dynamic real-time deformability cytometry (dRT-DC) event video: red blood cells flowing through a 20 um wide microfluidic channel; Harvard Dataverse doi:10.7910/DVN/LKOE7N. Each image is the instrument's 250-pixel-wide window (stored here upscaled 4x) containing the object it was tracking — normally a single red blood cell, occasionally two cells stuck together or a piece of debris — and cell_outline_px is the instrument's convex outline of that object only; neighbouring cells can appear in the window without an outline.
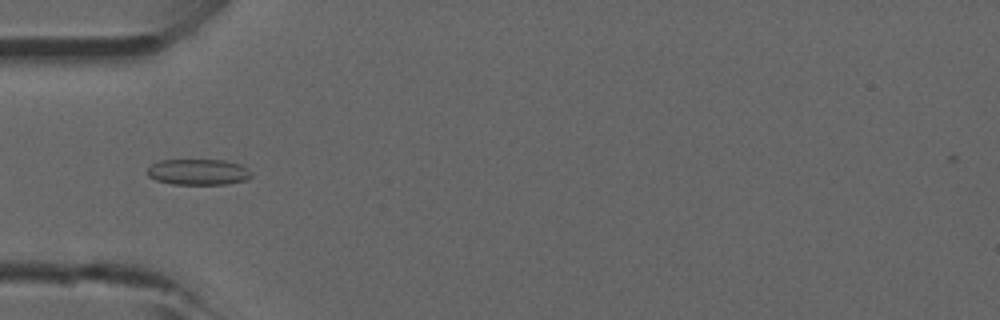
{"species": "common noctule bat (a hibernating species)", "species_latin": "Nyctalus noctula", "temperature_condition": "room temperature", "stored_images_in_passage": 46, "camera_frame_rate_fps": 3000, "um_per_image_px": 0.085, "animal": {"sex": "male", "forearm_length_mm": 52.5}, "frame": {"image": 1, "passage_image": 15, "time_ms": 4.667, "image_size_px": [1000, 320], "cell_outline_px": [[252, 176], [244, 180], [224, 184], [172, 184], [156, 180], [148, 176], [148, 168], [152, 164], [160, 160], [224, 160], [240, 164], [248, 168], [252, 172]], "centroid_in_image_um": [16.86, 14.61], "position_along_channel_um": 68.1, "area_um2": 15.66}}
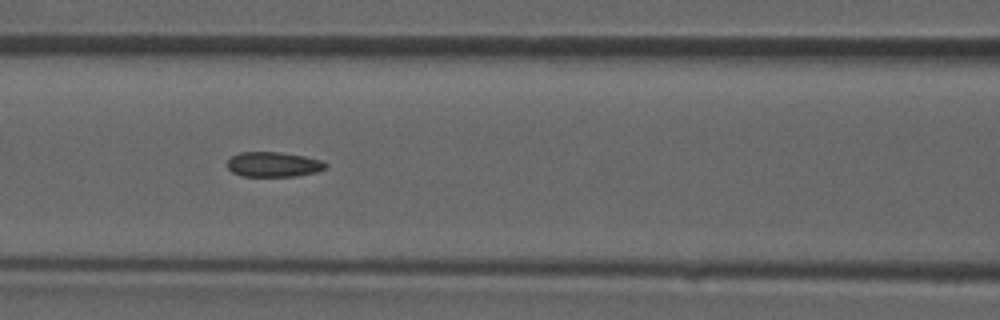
{"frame": {"image": 2, "passage_image": 20, "time_ms": 6.333, "image_size_px": [1000, 320], "cell_outline_px": [[328, 168], [316, 172], [296, 176], [240, 176], [232, 172], [228, 168], [228, 160], [232, 156], [240, 152], [280, 152], [304, 156], [320, 160], [328, 164]], "centroid_in_image_um": [23.26, 13.98], "position_along_channel_um": 143.3, "area_um2": 14.33}}
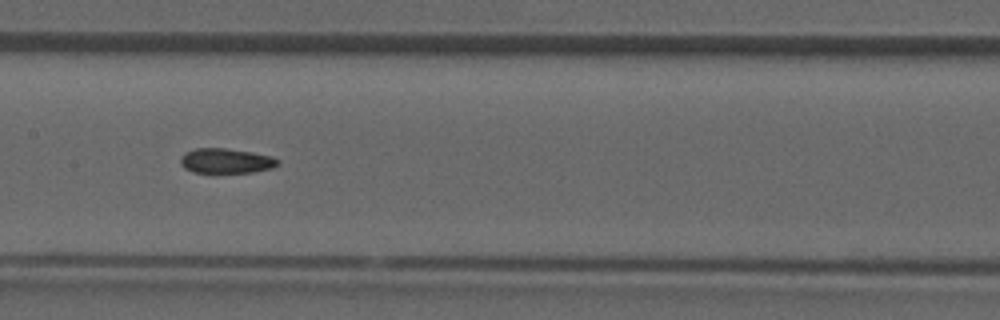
{"frame": {"image": 3, "passage_image": 23, "time_ms": 7.333, "image_size_px": [1000, 320], "cell_outline_px": [[280, 164], [272, 168], [252, 172], [192, 172], [184, 168], [180, 164], [180, 156], [184, 152], [196, 148], [224, 148], [252, 152], [272, 156], [280, 160]], "centroid_in_image_um": [19.2, 13.66], "position_along_channel_um": 188.2, "area_um2": 14.22}}